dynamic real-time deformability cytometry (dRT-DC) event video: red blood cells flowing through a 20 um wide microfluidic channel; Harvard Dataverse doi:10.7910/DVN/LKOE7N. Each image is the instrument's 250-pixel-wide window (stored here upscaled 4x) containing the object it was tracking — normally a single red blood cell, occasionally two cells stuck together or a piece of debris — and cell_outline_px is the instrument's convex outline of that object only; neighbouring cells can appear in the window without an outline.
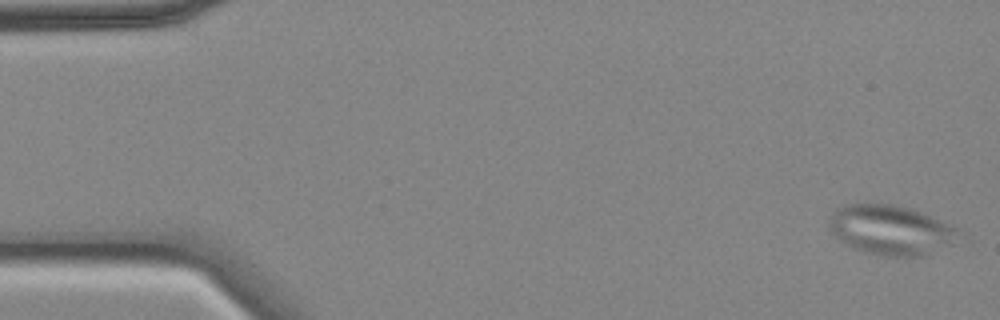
{"species": "common noctule bat (a hibernating species)", "species_latin": "Nyctalus noctula", "temperature_condition": "cold", "stored_images_in_passage": 56, "camera_frame_rate_fps": 3000, "um_per_image_px": 0.085, "animal": {"sex": "female", "body_mass_g": 18.4}, "frame": {"image": 1, "passage_image": 1, "time_ms": 0.0, "image_size_px": [1000, 320], "cell_outline_px": [[972, 240], [924, 256], [880, 256], [864, 252], [852, 248], [836, 236], [828, 228], [828, 224], [832, 212], [836, 208], [848, 204], [892, 204], [912, 208], [960, 228], [968, 232]], "centroid_in_image_um": [75.95, 19.58], "position_along_channel_um": 9.0, "area_um2": 39.25}}